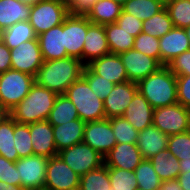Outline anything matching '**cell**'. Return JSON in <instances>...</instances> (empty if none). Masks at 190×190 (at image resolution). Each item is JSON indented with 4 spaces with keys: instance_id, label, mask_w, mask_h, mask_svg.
Here are the masks:
<instances>
[{
    "instance_id": "obj_28",
    "label": "cell",
    "mask_w": 190,
    "mask_h": 190,
    "mask_svg": "<svg viewBox=\"0 0 190 190\" xmlns=\"http://www.w3.org/2000/svg\"><path fill=\"white\" fill-rule=\"evenodd\" d=\"M111 54H121L133 49L135 37L120 28L117 23L104 25Z\"/></svg>"
},
{
    "instance_id": "obj_6",
    "label": "cell",
    "mask_w": 190,
    "mask_h": 190,
    "mask_svg": "<svg viewBox=\"0 0 190 190\" xmlns=\"http://www.w3.org/2000/svg\"><path fill=\"white\" fill-rule=\"evenodd\" d=\"M69 14V9L62 0H42L38 4L31 6L28 21L38 36L62 24Z\"/></svg>"
},
{
    "instance_id": "obj_45",
    "label": "cell",
    "mask_w": 190,
    "mask_h": 190,
    "mask_svg": "<svg viewBox=\"0 0 190 190\" xmlns=\"http://www.w3.org/2000/svg\"><path fill=\"white\" fill-rule=\"evenodd\" d=\"M175 76L190 75V49L174 58L167 65Z\"/></svg>"
},
{
    "instance_id": "obj_19",
    "label": "cell",
    "mask_w": 190,
    "mask_h": 190,
    "mask_svg": "<svg viewBox=\"0 0 190 190\" xmlns=\"http://www.w3.org/2000/svg\"><path fill=\"white\" fill-rule=\"evenodd\" d=\"M95 74L114 84L129 81L126 69L118 54H108L93 60L87 65Z\"/></svg>"
},
{
    "instance_id": "obj_13",
    "label": "cell",
    "mask_w": 190,
    "mask_h": 190,
    "mask_svg": "<svg viewBox=\"0 0 190 190\" xmlns=\"http://www.w3.org/2000/svg\"><path fill=\"white\" fill-rule=\"evenodd\" d=\"M83 143L89 145L104 157L116 144V138L112 132L110 120L104 118L86 122Z\"/></svg>"
},
{
    "instance_id": "obj_42",
    "label": "cell",
    "mask_w": 190,
    "mask_h": 190,
    "mask_svg": "<svg viewBox=\"0 0 190 190\" xmlns=\"http://www.w3.org/2000/svg\"><path fill=\"white\" fill-rule=\"evenodd\" d=\"M159 38L141 32L134 40L133 49L155 58L160 63Z\"/></svg>"
},
{
    "instance_id": "obj_47",
    "label": "cell",
    "mask_w": 190,
    "mask_h": 190,
    "mask_svg": "<svg viewBox=\"0 0 190 190\" xmlns=\"http://www.w3.org/2000/svg\"><path fill=\"white\" fill-rule=\"evenodd\" d=\"M97 0H62L65 6L73 14H85Z\"/></svg>"
},
{
    "instance_id": "obj_57",
    "label": "cell",
    "mask_w": 190,
    "mask_h": 190,
    "mask_svg": "<svg viewBox=\"0 0 190 190\" xmlns=\"http://www.w3.org/2000/svg\"><path fill=\"white\" fill-rule=\"evenodd\" d=\"M113 1H115V2H118V3H120L121 5H123L126 1H128V0H113Z\"/></svg>"
},
{
    "instance_id": "obj_40",
    "label": "cell",
    "mask_w": 190,
    "mask_h": 190,
    "mask_svg": "<svg viewBox=\"0 0 190 190\" xmlns=\"http://www.w3.org/2000/svg\"><path fill=\"white\" fill-rule=\"evenodd\" d=\"M167 149L179 161H190V132L168 136Z\"/></svg>"
},
{
    "instance_id": "obj_36",
    "label": "cell",
    "mask_w": 190,
    "mask_h": 190,
    "mask_svg": "<svg viewBox=\"0 0 190 190\" xmlns=\"http://www.w3.org/2000/svg\"><path fill=\"white\" fill-rule=\"evenodd\" d=\"M138 188L159 190L162 180L154 170L149 159L143 161L134 170Z\"/></svg>"
},
{
    "instance_id": "obj_16",
    "label": "cell",
    "mask_w": 190,
    "mask_h": 190,
    "mask_svg": "<svg viewBox=\"0 0 190 190\" xmlns=\"http://www.w3.org/2000/svg\"><path fill=\"white\" fill-rule=\"evenodd\" d=\"M143 159L136 144L116 143L104 156V165L107 167L134 171Z\"/></svg>"
},
{
    "instance_id": "obj_46",
    "label": "cell",
    "mask_w": 190,
    "mask_h": 190,
    "mask_svg": "<svg viewBox=\"0 0 190 190\" xmlns=\"http://www.w3.org/2000/svg\"><path fill=\"white\" fill-rule=\"evenodd\" d=\"M176 82L178 103L190 110V75L176 76Z\"/></svg>"
},
{
    "instance_id": "obj_39",
    "label": "cell",
    "mask_w": 190,
    "mask_h": 190,
    "mask_svg": "<svg viewBox=\"0 0 190 190\" xmlns=\"http://www.w3.org/2000/svg\"><path fill=\"white\" fill-rule=\"evenodd\" d=\"M109 120L116 143H137L139 132L124 117H113Z\"/></svg>"
},
{
    "instance_id": "obj_55",
    "label": "cell",
    "mask_w": 190,
    "mask_h": 190,
    "mask_svg": "<svg viewBox=\"0 0 190 190\" xmlns=\"http://www.w3.org/2000/svg\"><path fill=\"white\" fill-rule=\"evenodd\" d=\"M184 29H185V31H186L187 38H188L189 44H190V25L187 26V27H185Z\"/></svg>"
},
{
    "instance_id": "obj_5",
    "label": "cell",
    "mask_w": 190,
    "mask_h": 190,
    "mask_svg": "<svg viewBox=\"0 0 190 190\" xmlns=\"http://www.w3.org/2000/svg\"><path fill=\"white\" fill-rule=\"evenodd\" d=\"M35 77L9 69L0 73V106L8 113L30 92Z\"/></svg>"
},
{
    "instance_id": "obj_4",
    "label": "cell",
    "mask_w": 190,
    "mask_h": 190,
    "mask_svg": "<svg viewBox=\"0 0 190 190\" xmlns=\"http://www.w3.org/2000/svg\"><path fill=\"white\" fill-rule=\"evenodd\" d=\"M65 95L75 105L79 118L85 123L106 118L103 100L91 90L83 76L68 87Z\"/></svg>"
},
{
    "instance_id": "obj_24",
    "label": "cell",
    "mask_w": 190,
    "mask_h": 190,
    "mask_svg": "<svg viewBox=\"0 0 190 190\" xmlns=\"http://www.w3.org/2000/svg\"><path fill=\"white\" fill-rule=\"evenodd\" d=\"M85 122L80 118L62 125L53 126L57 152L83 142Z\"/></svg>"
},
{
    "instance_id": "obj_53",
    "label": "cell",
    "mask_w": 190,
    "mask_h": 190,
    "mask_svg": "<svg viewBox=\"0 0 190 190\" xmlns=\"http://www.w3.org/2000/svg\"><path fill=\"white\" fill-rule=\"evenodd\" d=\"M23 4L29 5V6H34L36 4H38L40 1L42 0H17Z\"/></svg>"
},
{
    "instance_id": "obj_2",
    "label": "cell",
    "mask_w": 190,
    "mask_h": 190,
    "mask_svg": "<svg viewBox=\"0 0 190 190\" xmlns=\"http://www.w3.org/2000/svg\"><path fill=\"white\" fill-rule=\"evenodd\" d=\"M58 94L36 82L28 95L8 114L21 124H31L46 121L52 110Z\"/></svg>"
},
{
    "instance_id": "obj_26",
    "label": "cell",
    "mask_w": 190,
    "mask_h": 190,
    "mask_svg": "<svg viewBox=\"0 0 190 190\" xmlns=\"http://www.w3.org/2000/svg\"><path fill=\"white\" fill-rule=\"evenodd\" d=\"M31 6L17 0H0V27L6 29L17 22L28 21Z\"/></svg>"
},
{
    "instance_id": "obj_1",
    "label": "cell",
    "mask_w": 190,
    "mask_h": 190,
    "mask_svg": "<svg viewBox=\"0 0 190 190\" xmlns=\"http://www.w3.org/2000/svg\"><path fill=\"white\" fill-rule=\"evenodd\" d=\"M84 67L79 59L69 56L44 61L35 76V82L58 95L65 94L68 87L82 76Z\"/></svg>"
},
{
    "instance_id": "obj_34",
    "label": "cell",
    "mask_w": 190,
    "mask_h": 190,
    "mask_svg": "<svg viewBox=\"0 0 190 190\" xmlns=\"http://www.w3.org/2000/svg\"><path fill=\"white\" fill-rule=\"evenodd\" d=\"M173 27L174 25L165 7L142 22V32L157 38L167 34Z\"/></svg>"
},
{
    "instance_id": "obj_49",
    "label": "cell",
    "mask_w": 190,
    "mask_h": 190,
    "mask_svg": "<svg viewBox=\"0 0 190 190\" xmlns=\"http://www.w3.org/2000/svg\"><path fill=\"white\" fill-rule=\"evenodd\" d=\"M159 190H183L177 179L165 180L160 184Z\"/></svg>"
},
{
    "instance_id": "obj_35",
    "label": "cell",
    "mask_w": 190,
    "mask_h": 190,
    "mask_svg": "<svg viewBox=\"0 0 190 190\" xmlns=\"http://www.w3.org/2000/svg\"><path fill=\"white\" fill-rule=\"evenodd\" d=\"M165 8L174 27L185 28L190 25V0H166Z\"/></svg>"
},
{
    "instance_id": "obj_56",
    "label": "cell",
    "mask_w": 190,
    "mask_h": 190,
    "mask_svg": "<svg viewBox=\"0 0 190 190\" xmlns=\"http://www.w3.org/2000/svg\"><path fill=\"white\" fill-rule=\"evenodd\" d=\"M3 34H4V29L0 27V43L3 42Z\"/></svg>"
},
{
    "instance_id": "obj_41",
    "label": "cell",
    "mask_w": 190,
    "mask_h": 190,
    "mask_svg": "<svg viewBox=\"0 0 190 190\" xmlns=\"http://www.w3.org/2000/svg\"><path fill=\"white\" fill-rule=\"evenodd\" d=\"M82 76L87 80L91 90L102 100L112 91L115 84L95 74L88 66L84 67Z\"/></svg>"
},
{
    "instance_id": "obj_37",
    "label": "cell",
    "mask_w": 190,
    "mask_h": 190,
    "mask_svg": "<svg viewBox=\"0 0 190 190\" xmlns=\"http://www.w3.org/2000/svg\"><path fill=\"white\" fill-rule=\"evenodd\" d=\"M111 190H137L138 182L134 171L108 167Z\"/></svg>"
},
{
    "instance_id": "obj_51",
    "label": "cell",
    "mask_w": 190,
    "mask_h": 190,
    "mask_svg": "<svg viewBox=\"0 0 190 190\" xmlns=\"http://www.w3.org/2000/svg\"><path fill=\"white\" fill-rule=\"evenodd\" d=\"M0 190H25L21 185H12L0 181Z\"/></svg>"
},
{
    "instance_id": "obj_27",
    "label": "cell",
    "mask_w": 190,
    "mask_h": 190,
    "mask_svg": "<svg viewBox=\"0 0 190 190\" xmlns=\"http://www.w3.org/2000/svg\"><path fill=\"white\" fill-rule=\"evenodd\" d=\"M162 181L177 179L180 174L179 160L168 149L149 159Z\"/></svg>"
},
{
    "instance_id": "obj_48",
    "label": "cell",
    "mask_w": 190,
    "mask_h": 190,
    "mask_svg": "<svg viewBox=\"0 0 190 190\" xmlns=\"http://www.w3.org/2000/svg\"><path fill=\"white\" fill-rule=\"evenodd\" d=\"M11 69L10 49L2 42L0 43V73Z\"/></svg>"
},
{
    "instance_id": "obj_8",
    "label": "cell",
    "mask_w": 190,
    "mask_h": 190,
    "mask_svg": "<svg viewBox=\"0 0 190 190\" xmlns=\"http://www.w3.org/2000/svg\"><path fill=\"white\" fill-rule=\"evenodd\" d=\"M190 110L176 103L159 107L153 111V125L167 136L181 134L189 130Z\"/></svg>"
},
{
    "instance_id": "obj_12",
    "label": "cell",
    "mask_w": 190,
    "mask_h": 190,
    "mask_svg": "<svg viewBox=\"0 0 190 190\" xmlns=\"http://www.w3.org/2000/svg\"><path fill=\"white\" fill-rule=\"evenodd\" d=\"M11 69L36 76L44 60L38 39L22 42L18 47L10 49Z\"/></svg>"
},
{
    "instance_id": "obj_58",
    "label": "cell",
    "mask_w": 190,
    "mask_h": 190,
    "mask_svg": "<svg viewBox=\"0 0 190 190\" xmlns=\"http://www.w3.org/2000/svg\"><path fill=\"white\" fill-rule=\"evenodd\" d=\"M188 131L190 132V114H189V130Z\"/></svg>"
},
{
    "instance_id": "obj_32",
    "label": "cell",
    "mask_w": 190,
    "mask_h": 190,
    "mask_svg": "<svg viewBox=\"0 0 190 190\" xmlns=\"http://www.w3.org/2000/svg\"><path fill=\"white\" fill-rule=\"evenodd\" d=\"M14 119L8 114L0 122V155L7 160L16 162L19 160L14 145Z\"/></svg>"
},
{
    "instance_id": "obj_7",
    "label": "cell",
    "mask_w": 190,
    "mask_h": 190,
    "mask_svg": "<svg viewBox=\"0 0 190 190\" xmlns=\"http://www.w3.org/2000/svg\"><path fill=\"white\" fill-rule=\"evenodd\" d=\"M58 155L80 176L104 164V157L83 142L61 150Z\"/></svg>"
},
{
    "instance_id": "obj_20",
    "label": "cell",
    "mask_w": 190,
    "mask_h": 190,
    "mask_svg": "<svg viewBox=\"0 0 190 190\" xmlns=\"http://www.w3.org/2000/svg\"><path fill=\"white\" fill-rule=\"evenodd\" d=\"M34 155L51 158L58 155L53 136V126L46 120L30 124Z\"/></svg>"
},
{
    "instance_id": "obj_44",
    "label": "cell",
    "mask_w": 190,
    "mask_h": 190,
    "mask_svg": "<svg viewBox=\"0 0 190 190\" xmlns=\"http://www.w3.org/2000/svg\"><path fill=\"white\" fill-rule=\"evenodd\" d=\"M142 22L133 15L121 11L119 18L116 20L117 25L129 32L134 37H137L142 32Z\"/></svg>"
},
{
    "instance_id": "obj_17",
    "label": "cell",
    "mask_w": 190,
    "mask_h": 190,
    "mask_svg": "<svg viewBox=\"0 0 190 190\" xmlns=\"http://www.w3.org/2000/svg\"><path fill=\"white\" fill-rule=\"evenodd\" d=\"M110 54L104 25L91 23L87 29L82 52V63L87 66L93 60Z\"/></svg>"
},
{
    "instance_id": "obj_21",
    "label": "cell",
    "mask_w": 190,
    "mask_h": 190,
    "mask_svg": "<svg viewBox=\"0 0 190 190\" xmlns=\"http://www.w3.org/2000/svg\"><path fill=\"white\" fill-rule=\"evenodd\" d=\"M44 61L68 57L64 46V22L37 36Z\"/></svg>"
},
{
    "instance_id": "obj_3",
    "label": "cell",
    "mask_w": 190,
    "mask_h": 190,
    "mask_svg": "<svg viewBox=\"0 0 190 190\" xmlns=\"http://www.w3.org/2000/svg\"><path fill=\"white\" fill-rule=\"evenodd\" d=\"M138 91L156 109L178 103L176 76L168 66L160 67L137 83Z\"/></svg>"
},
{
    "instance_id": "obj_9",
    "label": "cell",
    "mask_w": 190,
    "mask_h": 190,
    "mask_svg": "<svg viewBox=\"0 0 190 190\" xmlns=\"http://www.w3.org/2000/svg\"><path fill=\"white\" fill-rule=\"evenodd\" d=\"M47 166L48 158L45 156L32 155L17 160L16 167L21 186L25 190L45 189Z\"/></svg>"
},
{
    "instance_id": "obj_43",
    "label": "cell",
    "mask_w": 190,
    "mask_h": 190,
    "mask_svg": "<svg viewBox=\"0 0 190 190\" xmlns=\"http://www.w3.org/2000/svg\"><path fill=\"white\" fill-rule=\"evenodd\" d=\"M0 181L12 185H21L16 162L9 161L2 155H0Z\"/></svg>"
},
{
    "instance_id": "obj_30",
    "label": "cell",
    "mask_w": 190,
    "mask_h": 190,
    "mask_svg": "<svg viewBox=\"0 0 190 190\" xmlns=\"http://www.w3.org/2000/svg\"><path fill=\"white\" fill-rule=\"evenodd\" d=\"M164 7V0H128L122 5V11L144 21L160 12Z\"/></svg>"
},
{
    "instance_id": "obj_15",
    "label": "cell",
    "mask_w": 190,
    "mask_h": 190,
    "mask_svg": "<svg viewBox=\"0 0 190 190\" xmlns=\"http://www.w3.org/2000/svg\"><path fill=\"white\" fill-rule=\"evenodd\" d=\"M137 91L138 86L134 82L115 84L103 100L106 119L122 116Z\"/></svg>"
},
{
    "instance_id": "obj_50",
    "label": "cell",
    "mask_w": 190,
    "mask_h": 190,
    "mask_svg": "<svg viewBox=\"0 0 190 190\" xmlns=\"http://www.w3.org/2000/svg\"><path fill=\"white\" fill-rule=\"evenodd\" d=\"M177 180L183 190H190V171L186 173H180Z\"/></svg>"
},
{
    "instance_id": "obj_22",
    "label": "cell",
    "mask_w": 190,
    "mask_h": 190,
    "mask_svg": "<svg viewBox=\"0 0 190 190\" xmlns=\"http://www.w3.org/2000/svg\"><path fill=\"white\" fill-rule=\"evenodd\" d=\"M154 108L147 99L137 91L122 115L138 132L153 123Z\"/></svg>"
},
{
    "instance_id": "obj_33",
    "label": "cell",
    "mask_w": 190,
    "mask_h": 190,
    "mask_svg": "<svg viewBox=\"0 0 190 190\" xmlns=\"http://www.w3.org/2000/svg\"><path fill=\"white\" fill-rule=\"evenodd\" d=\"M78 190H111L108 167L103 164L100 168L80 176Z\"/></svg>"
},
{
    "instance_id": "obj_14",
    "label": "cell",
    "mask_w": 190,
    "mask_h": 190,
    "mask_svg": "<svg viewBox=\"0 0 190 190\" xmlns=\"http://www.w3.org/2000/svg\"><path fill=\"white\" fill-rule=\"evenodd\" d=\"M119 56L126 69L130 82L138 83L140 80L145 79L151 73L156 72L162 67L155 58L134 49L123 52L119 54Z\"/></svg>"
},
{
    "instance_id": "obj_25",
    "label": "cell",
    "mask_w": 190,
    "mask_h": 190,
    "mask_svg": "<svg viewBox=\"0 0 190 190\" xmlns=\"http://www.w3.org/2000/svg\"><path fill=\"white\" fill-rule=\"evenodd\" d=\"M122 11V5L113 0H97L84 14L92 23L106 25L115 23Z\"/></svg>"
},
{
    "instance_id": "obj_18",
    "label": "cell",
    "mask_w": 190,
    "mask_h": 190,
    "mask_svg": "<svg viewBox=\"0 0 190 190\" xmlns=\"http://www.w3.org/2000/svg\"><path fill=\"white\" fill-rule=\"evenodd\" d=\"M160 64L167 66L169 63L190 49L189 40L184 28L173 27L167 34L159 38Z\"/></svg>"
},
{
    "instance_id": "obj_29",
    "label": "cell",
    "mask_w": 190,
    "mask_h": 190,
    "mask_svg": "<svg viewBox=\"0 0 190 190\" xmlns=\"http://www.w3.org/2000/svg\"><path fill=\"white\" fill-rule=\"evenodd\" d=\"M75 119H79L75 105L65 94L58 95L47 121L52 126H57Z\"/></svg>"
},
{
    "instance_id": "obj_10",
    "label": "cell",
    "mask_w": 190,
    "mask_h": 190,
    "mask_svg": "<svg viewBox=\"0 0 190 190\" xmlns=\"http://www.w3.org/2000/svg\"><path fill=\"white\" fill-rule=\"evenodd\" d=\"M92 22L84 14L70 13L64 20V46L67 55L82 62L87 29Z\"/></svg>"
},
{
    "instance_id": "obj_38",
    "label": "cell",
    "mask_w": 190,
    "mask_h": 190,
    "mask_svg": "<svg viewBox=\"0 0 190 190\" xmlns=\"http://www.w3.org/2000/svg\"><path fill=\"white\" fill-rule=\"evenodd\" d=\"M14 145L19 159L34 155L31 144L30 124L14 121Z\"/></svg>"
},
{
    "instance_id": "obj_31",
    "label": "cell",
    "mask_w": 190,
    "mask_h": 190,
    "mask_svg": "<svg viewBox=\"0 0 190 190\" xmlns=\"http://www.w3.org/2000/svg\"><path fill=\"white\" fill-rule=\"evenodd\" d=\"M37 39V35L29 21L17 22L4 29L3 43L9 48L18 47L22 42Z\"/></svg>"
},
{
    "instance_id": "obj_11",
    "label": "cell",
    "mask_w": 190,
    "mask_h": 190,
    "mask_svg": "<svg viewBox=\"0 0 190 190\" xmlns=\"http://www.w3.org/2000/svg\"><path fill=\"white\" fill-rule=\"evenodd\" d=\"M80 175L75 173L59 155L48 158L45 190H78Z\"/></svg>"
},
{
    "instance_id": "obj_54",
    "label": "cell",
    "mask_w": 190,
    "mask_h": 190,
    "mask_svg": "<svg viewBox=\"0 0 190 190\" xmlns=\"http://www.w3.org/2000/svg\"><path fill=\"white\" fill-rule=\"evenodd\" d=\"M8 115V112L3 108V107H1L0 106V122L3 120V118L5 117V116H7Z\"/></svg>"
},
{
    "instance_id": "obj_23",
    "label": "cell",
    "mask_w": 190,
    "mask_h": 190,
    "mask_svg": "<svg viewBox=\"0 0 190 190\" xmlns=\"http://www.w3.org/2000/svg\"><path fill=\"white\" fill-rule=\"evenodd\" d=\"M168 136L153 124L139 132L137 143L144 159H150L167 149Z\"/></svg>"
},
{
    "instance_id": "obj_52",
    "label": "cell",
    "mask_w": 190,
    "mask_h": 190,
    "mask_svg": "<svg viewBox=\"0 0 190 190\" xmlns=\"http://www.w3.org/2000/svg\"><path fill=\"white\" fill-rule=\"evenodd\" d=\"M180 173H186L190 171V161H179Z\"/></svg>"
}]
</instances>
